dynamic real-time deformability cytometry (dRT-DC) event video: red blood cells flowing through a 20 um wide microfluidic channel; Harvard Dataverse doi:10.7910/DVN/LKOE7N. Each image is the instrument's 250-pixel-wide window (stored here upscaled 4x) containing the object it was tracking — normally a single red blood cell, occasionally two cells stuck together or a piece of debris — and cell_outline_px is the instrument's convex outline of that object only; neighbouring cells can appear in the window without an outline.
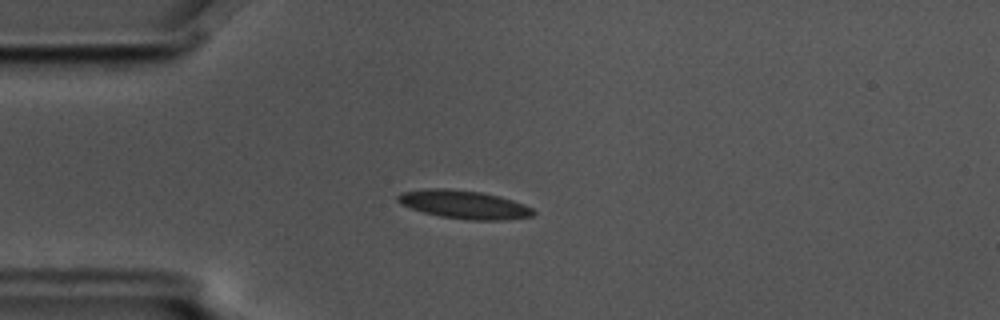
{"species": "common noctule bat (a hibernating species)", "species_latin": "Nyctalus noctula", "temperature_condition": "cold", "stored_images_in_passage": 7, "camera_frame_rate_fps": 3000, "um_per_image_px": 0.085, "animal": {"sex": "male", "body_mass_g": 17.5, "forearm_length_mm": 52.3}, "frame": {"image": 1, "passage_image": 3, "time_ms": 0.667, "image_size_px": [1000, 320], "cell_outline_px": [[536, 212], [532, 216], [500, 220], [468, 220], [440, 216], [424, 212], [400, 204], [396, 200], [396, 196], [400, 192], [424, 188], [448, 188], [480, 192], [500, 196], [524, 204], [532, 208]], "centroid_in_image_um": [39.41, 17.37], "position_along_channel_um": 45.6, "area_um2": 22.43}}